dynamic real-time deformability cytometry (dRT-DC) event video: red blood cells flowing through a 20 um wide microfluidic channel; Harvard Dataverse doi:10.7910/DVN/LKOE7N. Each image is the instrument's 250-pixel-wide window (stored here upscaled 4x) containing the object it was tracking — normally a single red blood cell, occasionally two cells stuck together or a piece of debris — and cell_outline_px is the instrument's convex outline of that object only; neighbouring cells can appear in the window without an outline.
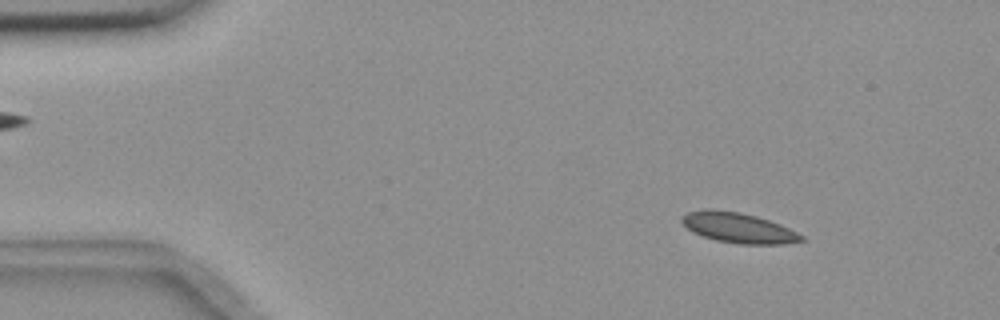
{"species": "common noctule bat (a hibernating species)", "species_latin": "Nyctalus noctula", "temperature_condition": "room temperature", "stored_images_in_passage": 55, "camera_frame_rate_fps": 3000, "um_per_image_px": 0.085, "animal": {"sex": "female", "body_mass_g": 18.4}, "frame": {"image": 1, "passage_image": 7, "time_ms": 2.0, "image_size_px": [1000, 320], "cell_outline_px": [[808, 240], [784, 244], [740, 244], [716, 240], [692, 232], [680, 220], [680, 216], [688, 212], [704, 208], [712, 208], [740, 212], [756, 216], [780, 224], [804, 236]], "centroid_in_image_um": [62.75, 19.35], "position_along_channel_um": 22.2, "area_um2": 21.21}}
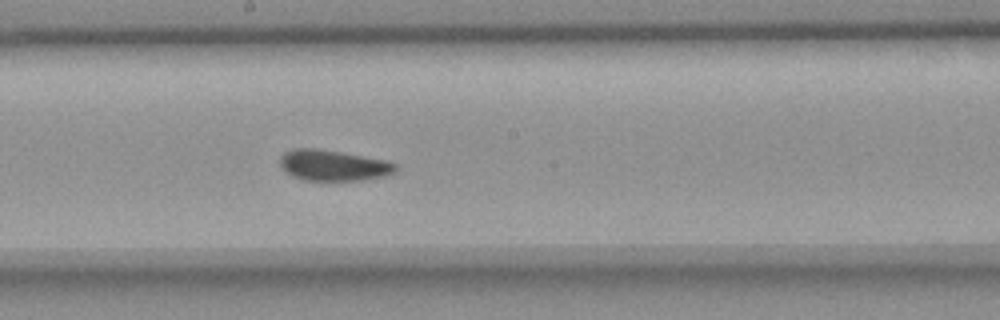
{"frame": {"image": 2, "passage_image": 30, "time_ms": 9.667, "image_size_px": [1000, 320], "cell_outline_px": [[396, 172], [384, 176], [364, 180], [300, 180], [292, 176], [280, 164], [280, 156], [284, 152], [292, 148], [320, 148], [388, 160], [396, 164]], "centroid_in_image_um": [28.34, 14.04], "position_along_channel_um": 219.9, "area_um2": 20.98}}
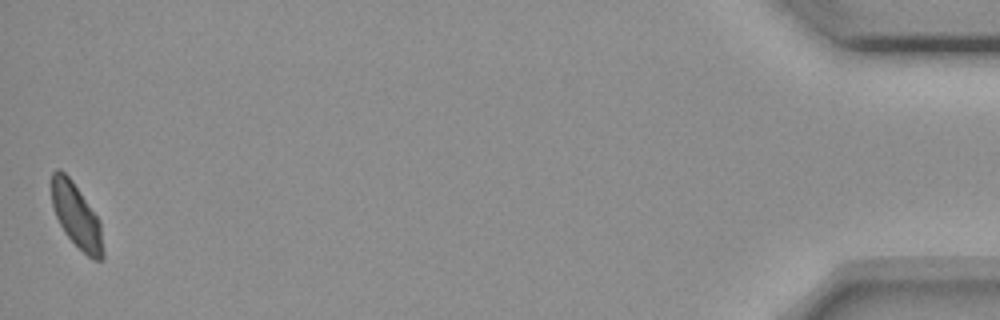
{"frame": {"image": 3, "passage_image": 55, "time_ms": 18.0, "image_size_px": [1000, 320], "cell_outline_px": [[104, 256], [100, 260], [92, 260], [64, 232], [56, 216], [52, 204], [52, 172], [56, 168], [60, 168], [72, 180], [100, 220], [104, 252]], "centroid_in_image_um": [6.51, 18.34], "position_along_channel_um": 428.7, "area_um2": 19.13}, "authors_computed_cell_mechanics": {"area_um2": 20.9236, "velocity_mm_per_s": 3.6269, "shape_relaxation_time_tau1_ms": 5.8987, "shape_relaxation_time_tau2_ms": 0.8431, "deformation_change_tau1": 0.09, "deformation_change_tau2": 0.0423}}